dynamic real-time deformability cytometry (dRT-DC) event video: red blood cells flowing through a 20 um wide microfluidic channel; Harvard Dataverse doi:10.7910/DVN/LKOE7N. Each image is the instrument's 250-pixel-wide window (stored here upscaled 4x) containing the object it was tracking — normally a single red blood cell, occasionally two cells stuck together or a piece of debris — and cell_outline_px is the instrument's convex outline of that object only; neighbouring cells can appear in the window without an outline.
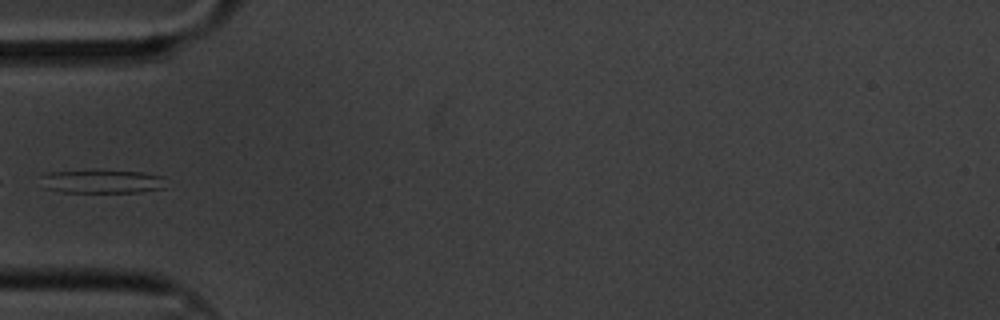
{"species": "common noctule bat (a hibernating species)", "species_latin": "Nyctalus noctula", "temperature_condition": "cold", "stored_images_in_passage": 40, "camera_frame_rate_fps": 3000, "um_per_image_px": 0.085, "animal": {"sex": "male", "body_mass_g": 20.1, "forearm_length_mm": 53.5}, "frame": {"image": 1, "passage_image": 1, "time_ms": 0.0, "image_size_px": [1000, 320], "cell_outline_px": [[164, 188], [140, 192], [60, 192], [44, 188], [40, 176], [48, 172], [92, 168], [100, 168], [144, 172], [164, 176]], "centroid_in_image_um": [8.64, 15.38], "position_along_channel_um": 76.4, "area_um2": 18.15}}
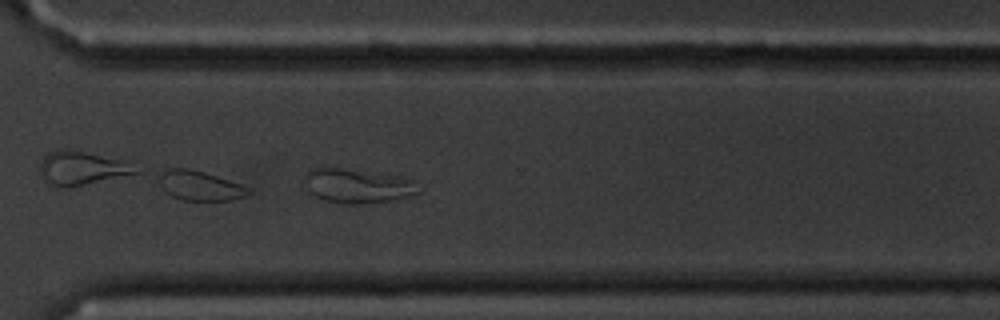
{"frame": {"image": 2, "passage_image": 25, "time_ms": 8.0, "image_size_px": [1000, 320], "cell_outline_px": [[420, 192], [412, 196], [364, 204], [344, 204], [324, 200], [308, 192], [300, 180], [308, 168], [336, 168], [404, 176]], "centroid_in_image_um": [30.25, 15.8], "position_along_channel_um": 340.4, "area_um2": 22.83}}
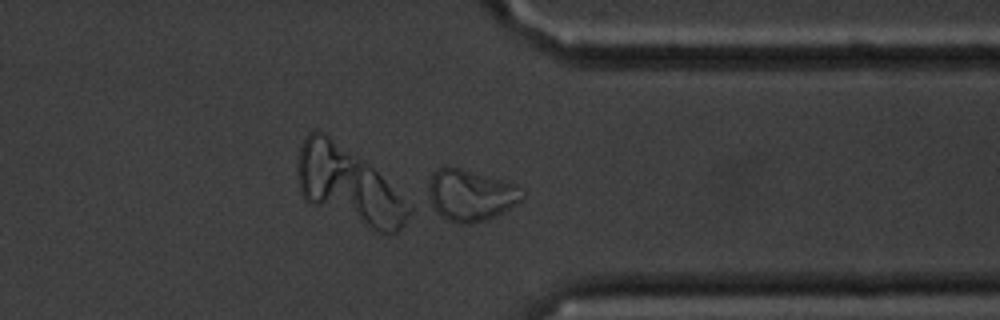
{"frame": {"image": 3, "passage_image": 28, "time_ms": 9.0, "image_size_px": [1000, 320], "cell_outline_px": [[524, 196], [516, 204], [496, 216], [484, 220], [464, 224], [456, 224], [440, 216], [428, 204], [428, 188], [432, 172], [436, 168], [444, 164], [448, 164], [504, 180], [512, 184], [524, 192]], "centroid_in_image_um": [39.91, 16.56], "position_along_channel_um": 371.5, "area_um2": 28.61}}